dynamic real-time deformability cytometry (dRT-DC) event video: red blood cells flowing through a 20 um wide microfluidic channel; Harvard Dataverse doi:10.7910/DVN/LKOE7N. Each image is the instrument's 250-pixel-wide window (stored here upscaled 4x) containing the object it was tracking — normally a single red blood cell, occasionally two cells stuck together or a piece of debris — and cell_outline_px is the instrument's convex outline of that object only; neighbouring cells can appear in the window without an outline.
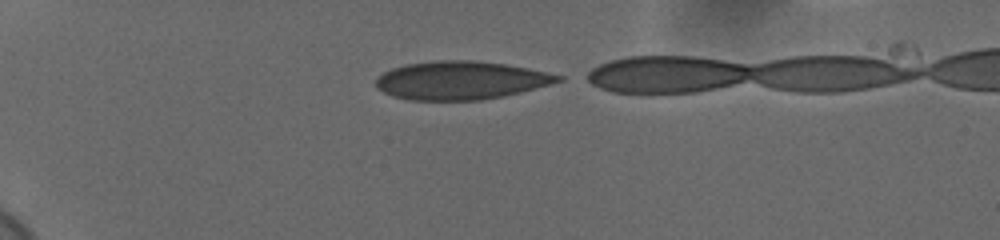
{"species": "human", "species_latin": "Homo sapiens", "temperature_condition": "cold", "stored_images_in_passage": 38, "camera_frame_rate_fps": 3000, "um_per_image_px": 0.085, "donor": {"sex": "female"}, "frame": {"image": 1, "passage_image": 1, "time_ms": 0.0, "image_size_px": [1000, 240], "cell_outline_px": [[564, 80], [520, 92], [504, 96], [480, 100], [408, 100], [392, 96], [376, 88], [376, 80], [384, 72], [392, 68], [408, 64], [436, 60], [472, 60], [504, 64], [528, 68], [564, 76]], "centroid_in_image_um": [39.16, 6.83], "position_along_channel_um": 45.8, "area_um2": 40.46}}
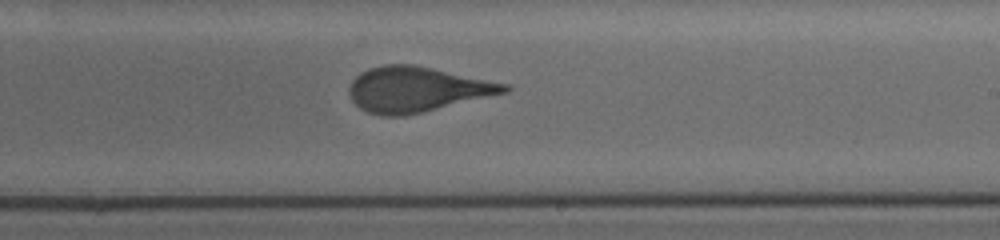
{"frame": {"image": 2, "passage_image": 22, "time_ms": 7.0, "image_size_px": [1000, 240], "cell_outline_px": [[512, 88], [508, 92], [420, 112], [400, 116], [384, 116], [368, 112], [360, 108], [352, 100], [348, 92], [348, 88], [352, 80], [360, 72], [368, 68], [384, 64], [412, 64], [432, 68], [508, 84]], "centroid_in_image_um": [35.39, 7.58], "position_along_channel_um": 253.6, "area_um2": 40.46}}
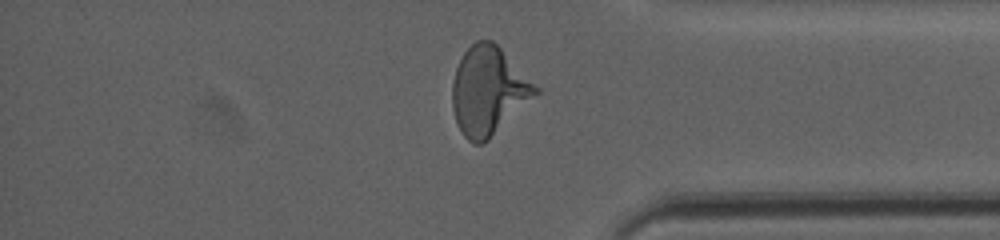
{"frame": {"image": 3, "passage_image": 34, "time_ms": 11.0, "image_size_px": [1000, 240], "cell_outline_px": [[540, 92], [488, 140], [480, 144], [472, 144], [464, 136], [456, 120], [452, 108], [452, 84], [456, 68], [464, 52], [476, 40], [492, 40], [540, 88]], "centroid_in_image_um": [41.52, 7.73], "position_along_channel_um": 393.7, "area_um2": 42.43}}